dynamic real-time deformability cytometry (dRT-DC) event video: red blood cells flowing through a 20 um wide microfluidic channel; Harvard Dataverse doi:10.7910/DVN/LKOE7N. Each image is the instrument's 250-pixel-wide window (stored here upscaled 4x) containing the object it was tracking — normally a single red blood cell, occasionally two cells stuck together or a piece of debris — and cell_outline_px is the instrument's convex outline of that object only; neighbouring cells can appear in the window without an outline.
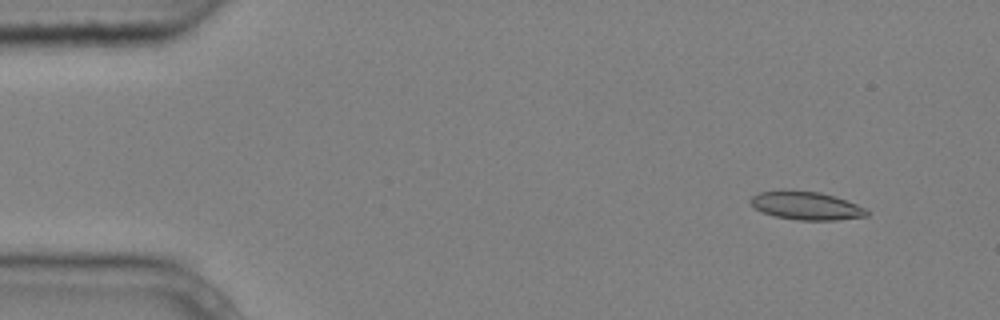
{"species": "common noctule bat (a hibernating species)", "species_latin": "Nyctalus noctula", "temperature_condition": "cold", "stored_images_in_passage": 5, "camera_frame_rate_fps": 3000, "um_per_image_px": 0.085, "animal": {"sex": "male", "body_mass_g": 20.4}, "frame": {"image": 1, "passage_image": 2, "time_ms": 0.333, "image_size_px": [1000, 320], "cell_outline_px": [[868, 216], [836, 220], [796, 220], [776, 216], [764, 212], [756, 208], [748, 200], [752, 196], [760, 192], [784, 188], [792, 188], [820, 192], [836, 196], [856, 204], [864, 208], [868, 212]], "centroid_in_image_um": [68.5, 17.44], "position_along_channel_um": 16.5, "area_um2": 19.48}}
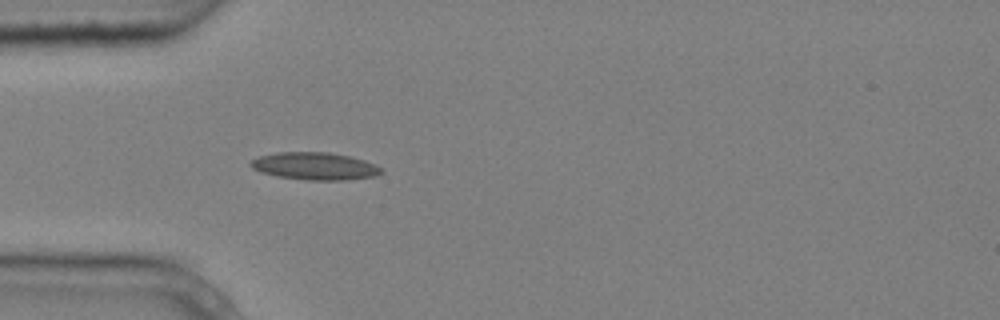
{"frame": {"image": 2, "passage_image": 5, "time_ms": 1.333, "image_size_px": [1000, 320], "cell_outline_px": [[384, 172], [376, 176], [344, 180], [308, 180], [276, 176], [260, 172], [252, 168], [248, 164], [252, 160], [260, 156], [276, 152], [328, 152], [348, 156], [364, 160], [376, 164], [384, 168]], "centroid_in_image_um": [26.78, 14.12], "position_along_channel_um": 58.2, "area_um2": 21.04}}